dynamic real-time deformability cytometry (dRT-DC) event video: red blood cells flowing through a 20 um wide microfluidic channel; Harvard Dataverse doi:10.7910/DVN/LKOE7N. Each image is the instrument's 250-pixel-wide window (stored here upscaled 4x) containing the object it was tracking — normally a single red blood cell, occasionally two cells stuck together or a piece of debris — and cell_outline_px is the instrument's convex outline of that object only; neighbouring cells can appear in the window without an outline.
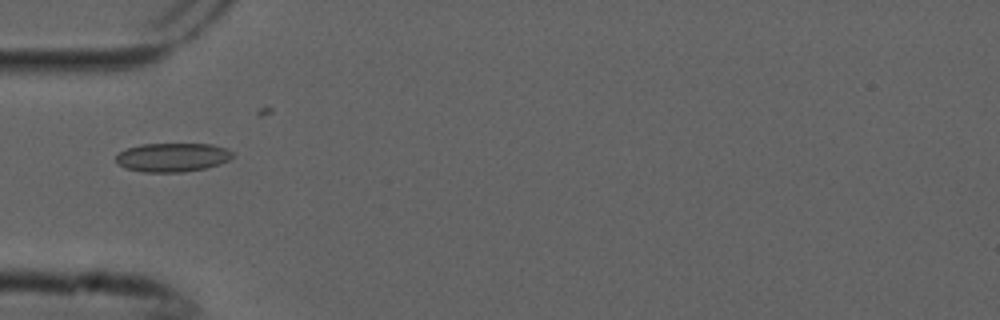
{"species": "common noctule bat (a hibernating species)", "species_latin": "Nyctalus noctula", "temperature_condition": "cold", "stored_images_in_passage": 5, "camera_frame_rate_fps": 3000, "um_per_image_px": 0.085, "animal": {"sex": "male", "forearm_length_mm": 52.5}, "frame": {"image": 1, "passage_image": 5, "time_ms": 1.333, "image_size_px": [1000, 320], "cell_outline_px": [[236, 156], [220, 164], [204, 168], [184, 172], [144, 172], [124, 168], [116, 160], [116, 156], [120, 152], [128, 148], [140, 144], [212, 144], [236, 152]], "centroid_in_image_um": [14.7, 13.37], "position_along_channel_um": 70.3, "area_um2": 19.65}}